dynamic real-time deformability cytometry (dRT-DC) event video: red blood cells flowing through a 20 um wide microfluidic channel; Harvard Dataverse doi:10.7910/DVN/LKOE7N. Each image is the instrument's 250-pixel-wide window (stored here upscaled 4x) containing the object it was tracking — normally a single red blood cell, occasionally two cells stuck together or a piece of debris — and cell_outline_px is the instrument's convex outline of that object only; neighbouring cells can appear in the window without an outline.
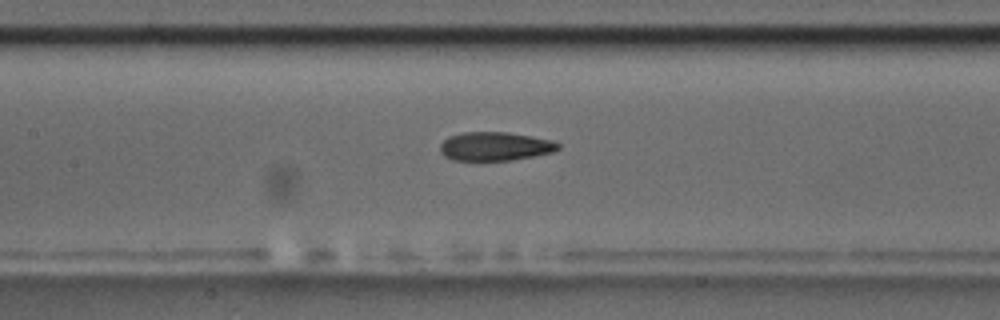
{"species": "common noctule bat (a hibernating species)", "species_latin": "Nyctalus noctula", "temperature_condition": "room temperature", "stored_images_in_passage": 37, "camera_frame_rate_fps": 3000, "um_per_image_px": 0.085, "animal": {"sex": "male", "body_mass_g": 17.5, "forearm_length_mm": 52.3}, "frame": {"image": 1, "passage_image": 10, "time_ms": 3.0, "image_size_px": [1000, 320], "cell_outline_px": [[560, 148], [552, 152], [536, 156], [512, 160], [452, 160], [444, 156], [440, 152], [440, 144], [448, 136], [460, 132], [508, 132], [532, 136], [552, 140], [560, 144]], "centroid_in_image_um": [42.07, 12.43], "position_along_channel_um": 165.3, "area_um2": 19.94}}
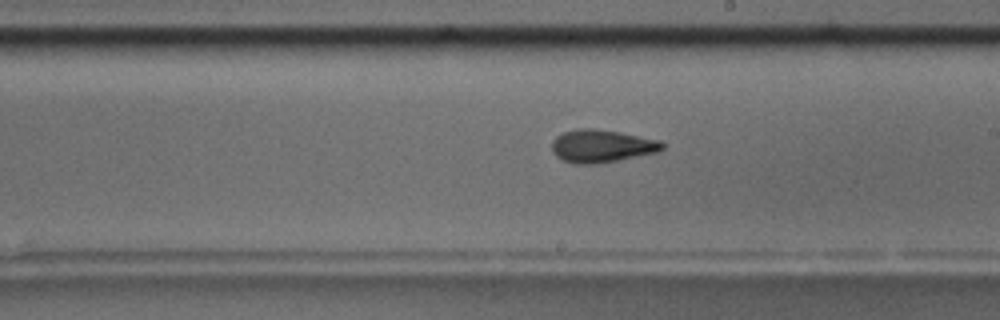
{"frame": {"image": 2, "passage_image": 16, "time_ms": 5.0, "image_size_px": [1000, 320], "cell_outline_px": [[664, 148], [656, 152], [596, 164], [576, 164], [564, 160], [556, 156], [552, 152], [552, 140], [556, 136], [564, 132], [576, 128], [592, 128], [620, 132], [660, 140], [664, 144]], "centroid_in_image_um": [51.11, 12.4], "position_along_channel_um": 237.9, "area_um2": 20.98}}
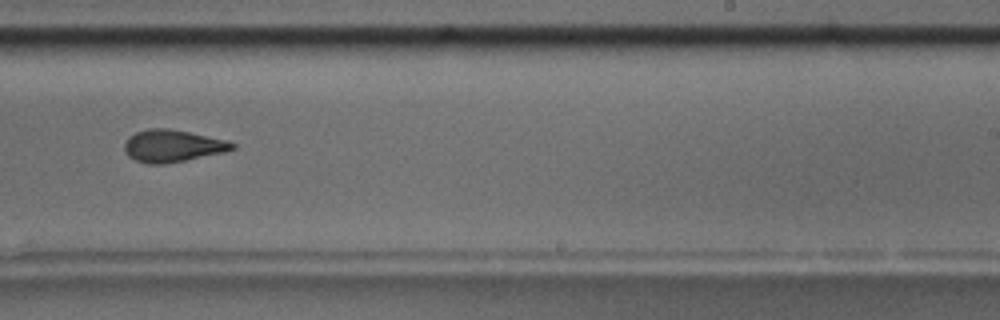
{"frame": {"image": 3, "passage_image": 19, "time_ms": 6.0, "image_size_px": [1000, 320], "cell_outline_px": [[236, 148], [224, 152], [164, 164], [148, 164], [136, 160], [128, 156], [124, 152], [124, 144], [128, 136], [136, 132], [148, 128], [168, 128], [228, 140], [236, 144]], "centroid_in_image_um": [14.64, 12.39], "position_along_channel_um": 274.4, "area_um2": 20.23}, "authors_computed_cell_mechanics": {"area_um2": 19.7676, "velocity_mm_per_s": 3.6457, "shape_relaxation_time_tau1_ms": null, "shape_relaxation_time_tau2_ms": 2.9458, "deformation_change_tau1": null, "deformation_change_tau2": 0.1035}}